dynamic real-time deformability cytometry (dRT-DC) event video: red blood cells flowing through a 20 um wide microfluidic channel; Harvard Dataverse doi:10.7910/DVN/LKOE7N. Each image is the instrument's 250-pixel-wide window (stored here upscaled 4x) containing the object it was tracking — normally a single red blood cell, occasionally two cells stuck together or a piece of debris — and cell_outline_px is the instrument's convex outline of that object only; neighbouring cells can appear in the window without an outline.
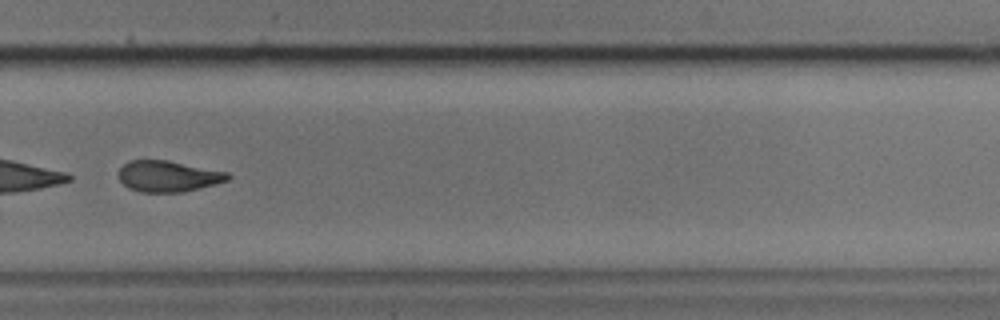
{"species": "common noctule bat (a hibernating species)", "species_latin": "Nyctalus noctula", "temperature_condition": "cold", "stored_images_in_passage": 47, "camera_frame_rate_fps": 3000, "um_per_image_px": 0.085, "animal": {"sex": "male", "body_mass_g": 17.9, "forearm_length_mm": 54.2}, "frame": {"image": 1, "passage_image": 31, "time_ms": 10.0, "image_size_px": [1000, 320], "cell_outline_px": [[232, 176], [228, 180], [216, 184], [180, 192], [140, 192], [128, 188], [120, 180], [116, 172], [128, 160], [168, 160], [228, 172]], "centroid_in_image_um": [14.27, 14.97], "position_along_channel_um": 315.5, "area_um2": 19.88}}
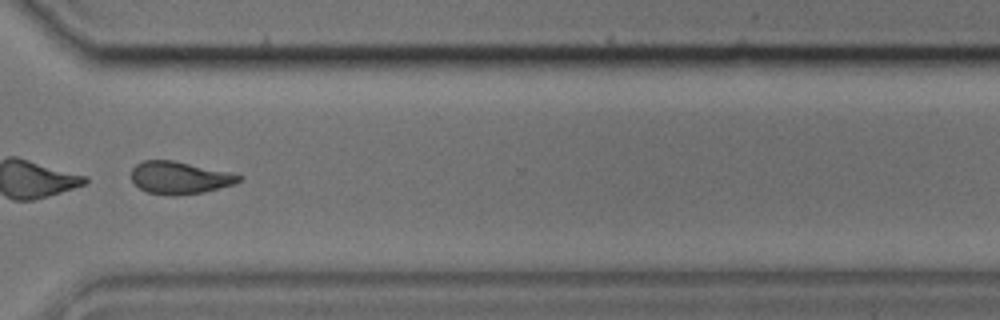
{"frame": {"image": 2, "passage_image": 34, "time_ms": 11.0, "image_size_px": [1000, 320], "cell_outline_px": [[244, 176], [236, 184], [204, 192], [176, 196], [168, 196], [148, 192], [140, 188], [132, 180], [132, 168], [136, 164], [144, 160], [172, 160], [228, 172]], "centroid_in_image_um": [15.27, 15.12], "position_along_channel_um": 355.3, "area_um2": 20.29}}